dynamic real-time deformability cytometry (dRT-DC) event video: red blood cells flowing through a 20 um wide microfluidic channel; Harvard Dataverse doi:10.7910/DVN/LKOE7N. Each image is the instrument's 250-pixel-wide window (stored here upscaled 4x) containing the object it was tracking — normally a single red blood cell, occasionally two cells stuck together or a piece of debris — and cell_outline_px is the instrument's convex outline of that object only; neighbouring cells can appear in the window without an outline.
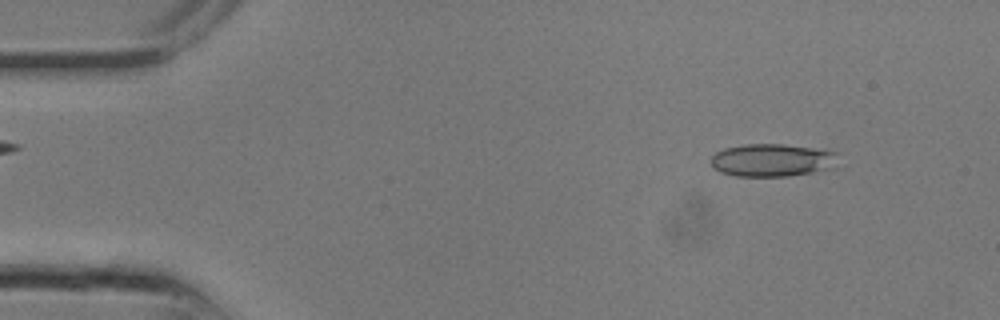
{"species": "common noctule bat (a hibernating species)", "species_latin": "Nyctalus noctula", "temperature_condition": "room temperature", "stored_images_in_passage": 12, "camera_frame_rate_fps": 3000, "um_per_image_px": 0.085, "animal": {"sex": "male", "body_mass_g": 13.3}, "frame": {"image": 1, "passage_image": 1, "time_ms": 0.0, "image_size_px": [1000, 320], "cell_outline_px": [[836, 152], [832, 168], [812, 172], [788, 176], [736, 176], [720, 172], [712, 168], [712, 156], [716, 152], [724, 148], [744, 144], [784, 144], [812, 148]], "centroid_in_image_um": [65.56, 13.61], "position_along_channel_um": 19.4, "area_um2": 24.04}}
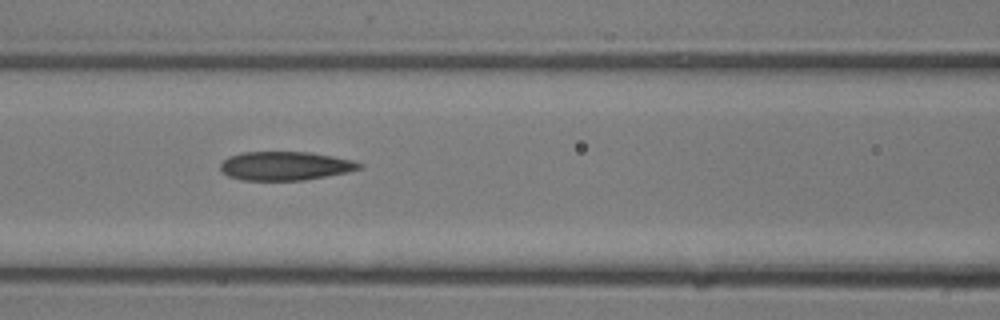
{"frame": {"image": 2, "passage_image": 9, "time_ms": 2.667, "image_size_px": [1000, 320], "cell_outline_px": [[364, 168], [348, 172], [304, 180], [240, 180], [228, 176], [220, 168], [220, 164], [228, 156], [240, 152], [312, 152], [352, 160], [364, 164]], "centroid_in_image_um": [24.26, 14.1], "position_along_channel_um": 142.3, "area_um2": 23.41}}
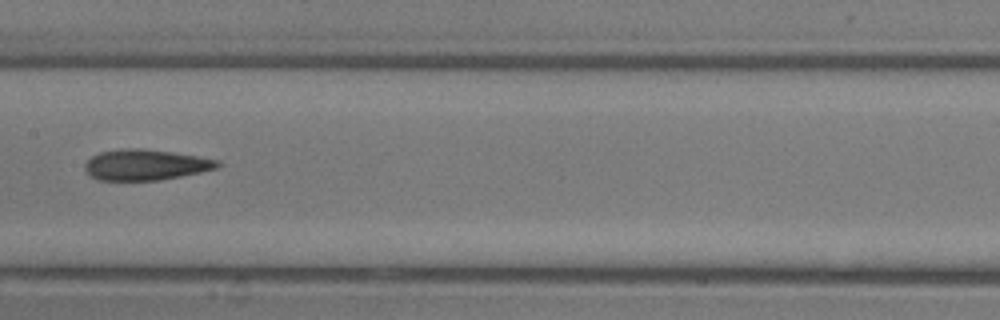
{"frame": {"image": 3, "passage_image": 11, "time_ms": 3.333, "image_size_px": [1000, 320], "cell_outline_px": [[224, 164], [216, 168], [200, 172], [160, 180], [100, 180], [92, 176], [84, 168], [84, 164], [92, 156], [100, 152], [120, 148], [144, 148], [172, 152], [220, 160]], "centroid_in_image_um": [12.39, 13.99], "position_along_channel_um": 195.0, "area_um2": 23.76}}